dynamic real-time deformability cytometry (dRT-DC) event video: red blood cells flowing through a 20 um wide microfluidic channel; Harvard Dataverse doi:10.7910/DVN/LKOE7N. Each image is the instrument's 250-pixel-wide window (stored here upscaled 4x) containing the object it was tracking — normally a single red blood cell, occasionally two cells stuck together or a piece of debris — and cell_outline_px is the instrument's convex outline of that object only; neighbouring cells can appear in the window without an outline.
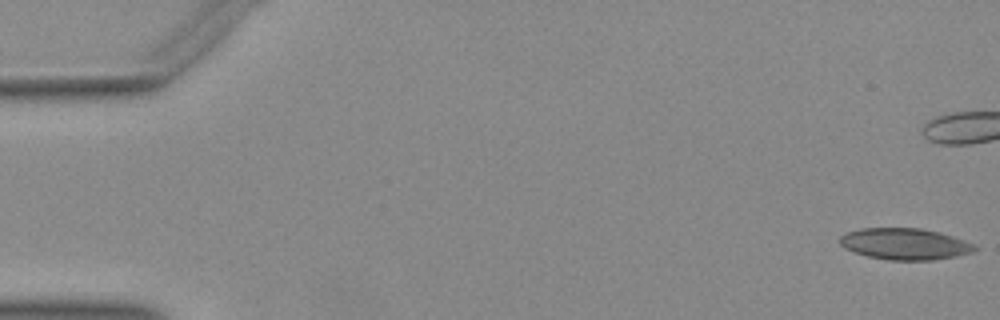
{"species": "Egyptian fruit bat (a non-hibernating species)", "species_latin": "Rousettus aegyptiacus", "temperature_condition": "warm", "stored_images_in_passage": 41, "camera_frame_rate_fps": 3000, "um_per_image_px": 0.085, "animal": {"sex": "female"}, "frame": {"image": 1, "passage_image": 1, "time_ms": 0.0, "image_size_px": [1000, 320], "cell_outline_px": [[976, 248], [972, 252], [956, 256], [932, 260], [888, 260], [868, 256], [844, 248], [840, 244], [840, 236], [844, 232], [860, 228], [920, 228], [952, 236], [976, 244]], "centroid_in_image_um": [76.88, 20.73], "position_along_channel_um": 8.1, "area_um2": 24.62}}
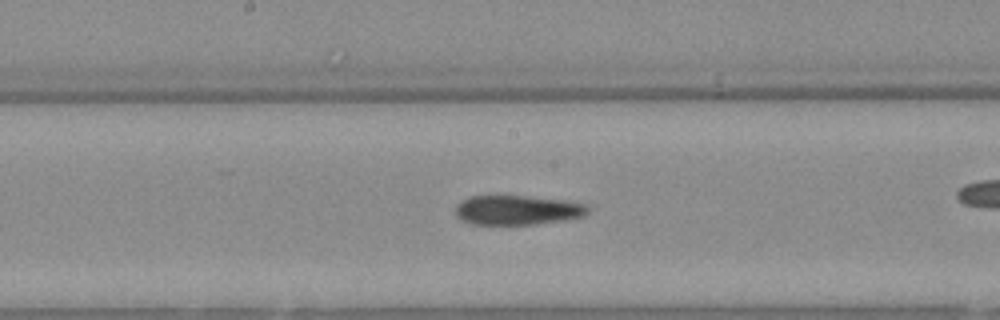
{"frame": {"image": 2, "passage_image": 27, "time_ms": 8.667, "image_size_px": [1000, 320], "cell_outline_px": [[588, 212], [584, 216], [564, 220], [536, 224], [472, 224], [460, 220], [456, 216], [456, 204], [472, 196], [524, 196], [564, 200], [588, 204]], "centroid_in_image_um": [43.99, 17.86], "position_along_channel_um": 204.2, "area_um2": 22.72}}
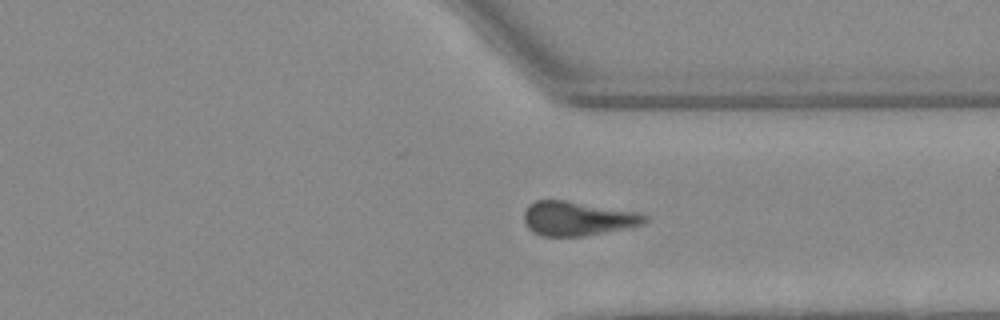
{"frame": {"image": 3, "passage_image": 39, "time_ms": 12.667, "image_size_px": [1000, 320], "cell_outline_px": [[648, 220], [644, 224], [584, 236], [544, 236], [532, 232], [524, 224], [524, 212], [528, 204], [536, 200], [564, 200], [636, 212], [648, 216]], "centroid_in_image_um": [49.04, 18.57], "position_along_channel_um": 362.4, "area_um2": 23.93}}